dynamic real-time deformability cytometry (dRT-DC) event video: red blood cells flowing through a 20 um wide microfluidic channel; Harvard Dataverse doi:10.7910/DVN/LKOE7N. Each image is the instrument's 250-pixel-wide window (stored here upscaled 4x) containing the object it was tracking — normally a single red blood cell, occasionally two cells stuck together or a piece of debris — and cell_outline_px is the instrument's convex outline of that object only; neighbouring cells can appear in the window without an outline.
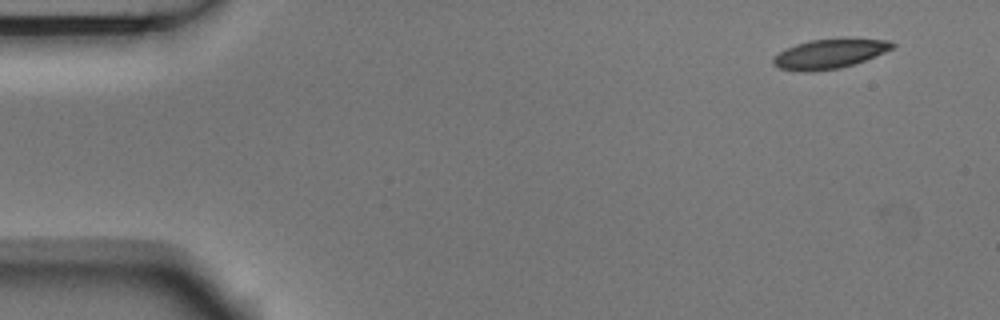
{"species": "Egyptian fruit bat (a non-hibernating species)", "species_latin": "Rousettus aegyptiacus", "temperature_condition": "room temperature", "stored_images_in_passage": 51, "camera_frame_rate_fps": 3000, "um_per_image_px": 0.085, "animal": {"sex": "male"}, "frame": {"image": 1, "passage_image": 1, "time_ms": 0.0, "image_size_px": [1000, 320], "cell_outline_px": [[896, 44], [892, 48], [884, 52], [864, 60], [840, 68], [812, 72], [804, 72], [780, 68], [772, 64], [772, 60], [780, 52], [796, 44], [812, 40], [844, 36], [888, 40]], "centroid_in_image_um": [70.54, 4.54], "position_along_channel_um": 14.5, "area_um2": 20.75}}
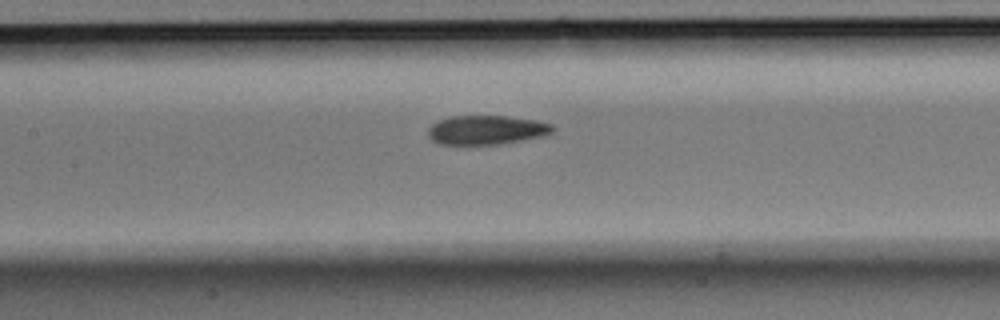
{"frame": {"image": 2, "passage_image": 22, "time_ms": 7.0, "image_size_px": [1000, 320], "cell_outline_px": [[556, 128], [552, 132], [544, 136], [500, 144], [440, 144], [432, 140], [428, 136], [428, 128], [436, 120], [452, 116], [504, 116], [536, 120], [552, 124]], "centroid_in_image_um": [41.35, 11.04], "position_along_channel_um": 166.1, "area_um2": 21.21}}
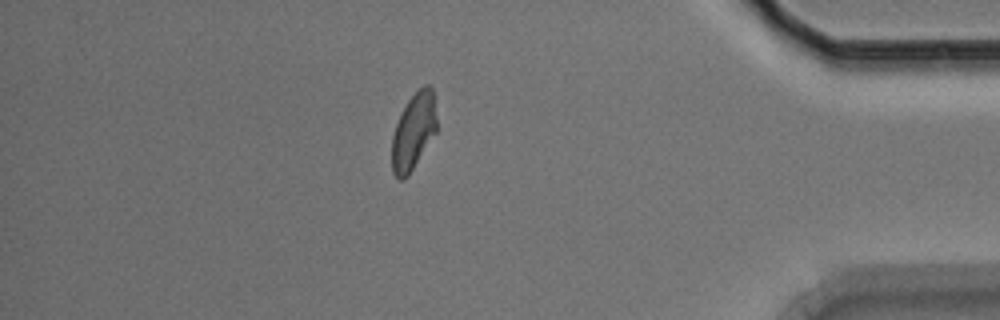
{"frame": {"image": 3, "passage_image": 44, "time_ms": 14.333, "image_size_px": [1000, 320], "cell_outline_px": [[436, 132], [408, 176], [400, 180], [392, 172], [392, 136], [396, 124], [408, 100], [424, 84], [428, 84], [432, 88], [436, 120]], "centroid_in_image_um": [35.14, 11.19], "position_along_channel_um": 400.1, "area_um2": 19.59}, "authors_computed_cell_mechanics": {"area_um2": 21.097, "velocity_mm_per_s": 3.7049, "shape_relaxation_time_tau1_ms": 9.0731, "shape_relaxation_time_tau2_ms": 2.4566, "deformation_change_tau1": 0.2064, "deformation_change_tau2": 0.0796}}